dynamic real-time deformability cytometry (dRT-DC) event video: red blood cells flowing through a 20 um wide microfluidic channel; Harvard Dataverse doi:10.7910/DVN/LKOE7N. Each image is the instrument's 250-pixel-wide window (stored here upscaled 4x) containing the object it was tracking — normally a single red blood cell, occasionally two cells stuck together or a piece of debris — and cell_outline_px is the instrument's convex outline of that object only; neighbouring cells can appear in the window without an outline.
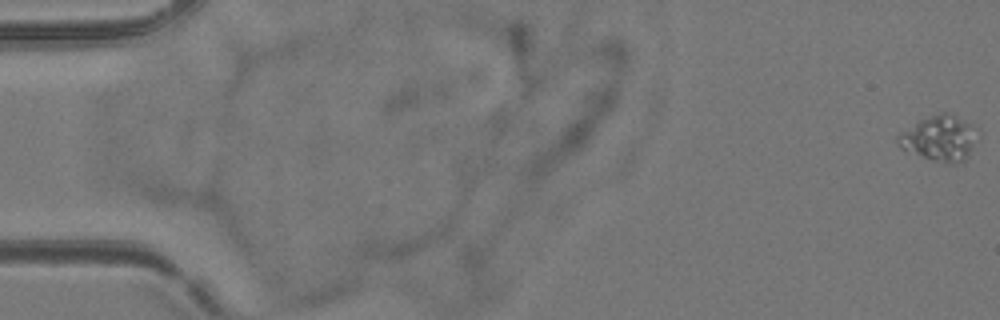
{"species": "common noctule bat (a hibernating species)", "species_latin": "Nyctalus noctula", "temperature_condition": "room temperature", "stored_images_in_passage": 56, "camera_frame_rate_fps": 3000, "um_per_image_px": 0.085, "animal": {"sex": "female", "body_mass_g": 24.6, "forearm_length_mm": 56.2}, "frame": {"image": 1, "passage_image": 1, "time_ms": 0.0, "image_size_px": [1000, 320], "cell_outline_px": [[980, 140], [968, 156], [964, 160], [956, 164], [948, 164], [900, 148], [896, 140], [896, 136], [900, 132], [920, 120], [940, 112], [948, 112], [980, 128]], "centroid_in_image_um": [79.96, 11.74], "position_along_channel_um": 5.0, "area_um2": 21.44}}
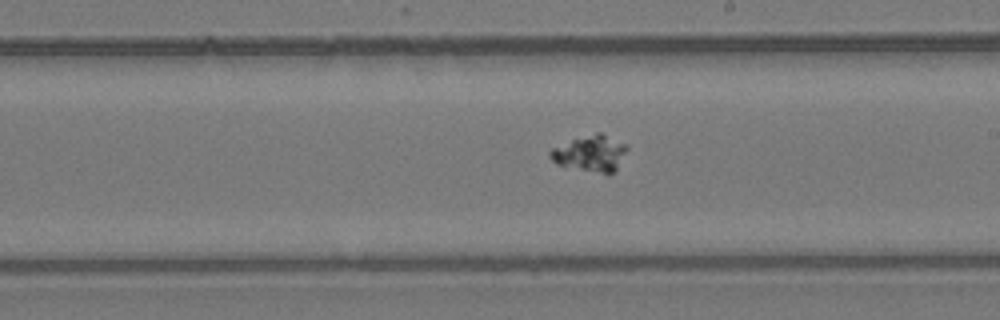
{"frame": {"image": 2, "passage_image": 33, "time_ms": 10.667, "image_size_px": [1000, 320], "cell_outline_px": [[628, 148], [616, 168], [608, 176], [556, 164], [548, 156], [548, 152], [552, 148], [572, 140], [596, 132], [600, 132], [628, 144]], "centroid_in_image_um": [50.19, 13.05], "position_along_channel_um": 238.8, "area_um2": 16.3}}
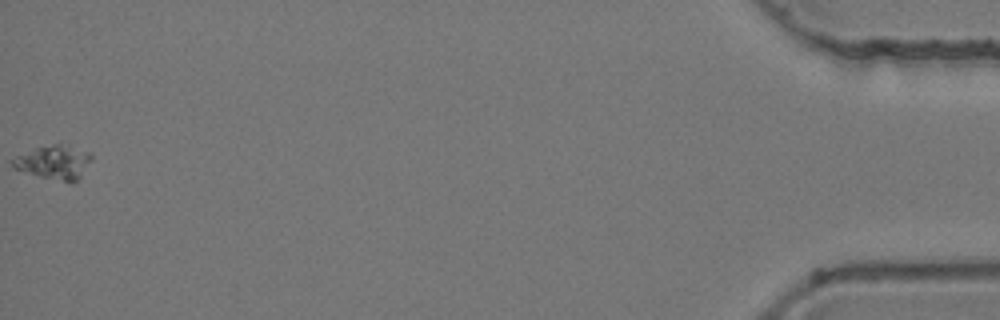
{"frame": {"image": 3, "passage_image": 56, "time_ms": 18.333, "image_size_px": [1000, 320], "cell_outline_px": [[92, 160], [80, 176], [72, 184], [40, 176], [16, 168], [12, 164], [12, 160], [16, 156], [36, 148], [60, 140], [88, 152], [92, 156]], "centroid_in_image_um": [4.66, 13.74], "position_along_channel_um": 430.5, "area_um2": 15.72}}